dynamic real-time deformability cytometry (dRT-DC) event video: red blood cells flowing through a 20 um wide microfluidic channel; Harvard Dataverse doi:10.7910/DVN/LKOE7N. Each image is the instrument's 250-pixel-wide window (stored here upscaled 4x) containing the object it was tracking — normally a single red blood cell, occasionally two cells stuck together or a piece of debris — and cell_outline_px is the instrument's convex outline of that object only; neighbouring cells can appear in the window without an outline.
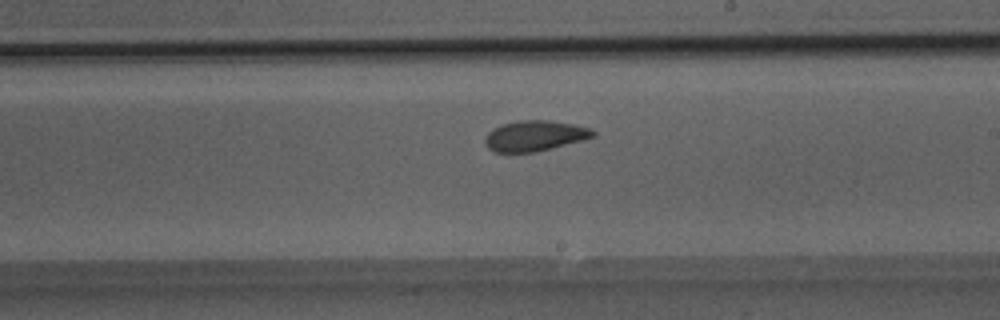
{"species": "Egyptian fruit bat (a non-hibernating species)", "species_latin": "Rousettus aegyptiacus", "temperature_condition": "room temperature", "stored_images_in_passage": 34, "camera_frame_rate_fps": 3000, "um_per_image_px": 0.085, "animal": {"sex": "male"}, "frame": {"image": 1, "passage_image": 17, "time_ms": 5.333, "image_size_px": [1000, 320], "cell_outline_px": [[596, 136], [532, 152], [492, 152], [484, 144], [484, 136], [492, 128], [500, 124], [520, 120], [548, 120], [572, 124], [588, 128], [596, 132]], "centroid_in_image_um": [45.36, 11.53], "position_along_channel_um": 243.6, "area_um2": 19.02}}
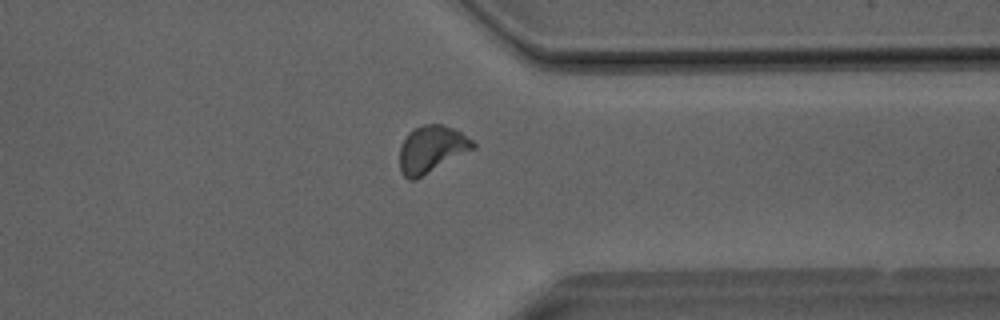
{"frame": {"image": 2, "passage_image": 25, "time_ms": 8.0, "image_size_px": [1000, 320], "cell_outline_px": [[476, 148], [416, 180], [408, 180], [400, 172], [400, 144], [408, 132], [412, 128], [424, 124], [440, 124], [452, 128], [460, 132], [472, 140], [476, 144]], "centroid_in_image_um": [36.66, 12.69], "position_along_channel_um": 374.7, "area_um2": 20.35}}
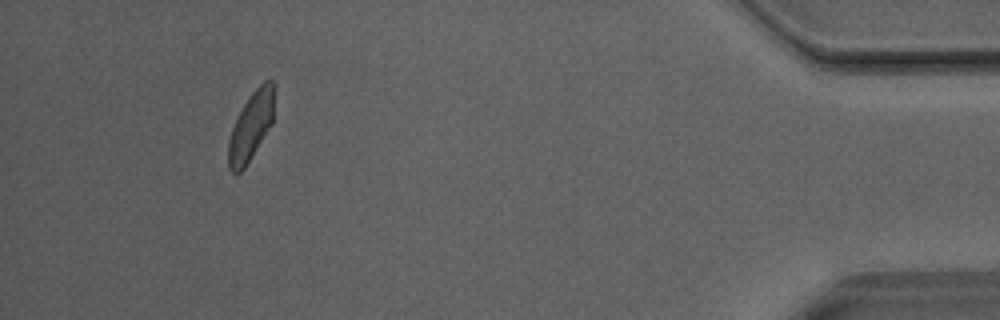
{"frame": {"image": 3, "passage_image": 31, "time_ms": 10.0, "image_size_px": [1000, 320], "cell_outline_px": [[272, 124], [244, 168], [236, 176], [228, 168], [228, 140], [236, 116], [248, 96], [264, 80], [272, 80]], "centroid_in_image_um": [21.27, 10.77], "position_along_channel_um": 413.9, "area_um2": 18.03}}